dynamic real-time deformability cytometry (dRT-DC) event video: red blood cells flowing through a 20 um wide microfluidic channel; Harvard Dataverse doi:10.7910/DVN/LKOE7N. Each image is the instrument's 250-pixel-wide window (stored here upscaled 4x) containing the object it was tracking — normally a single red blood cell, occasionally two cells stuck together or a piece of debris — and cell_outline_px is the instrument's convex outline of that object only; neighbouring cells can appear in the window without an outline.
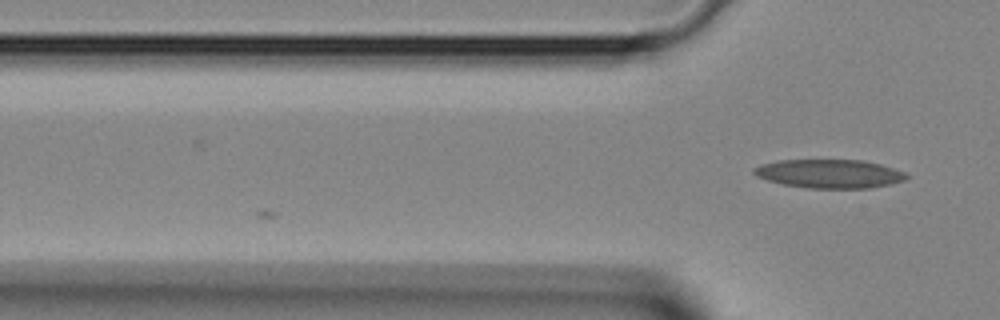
{"species": "Egyptian fruit bat (a non-hibernating species)", "species_latin": "Rousettus aegyptiacus", "temperature_condition": "room temperature", "stored_images_in_passage": 3, "camera_frame_rate_fps": 3000, "um_per_image_px": 0.085, "animal": {"sex": "female"}, "frame": {"image": 1, "passage_image": 3, "time_ms": 0.667, "image_size_px": [1000, 320], "cell_outline_px": [[908, 176], [904, 180], [872, 188], [808, 188], [780, 184], [756, 176], [752, 172], [752, 168], [760, 164], [780, 160], [864, 160], [880, 164], [904, 172]], "centroid_in_image_um": [70.45, 14.76], "position_along_channel_um": 55.4, "area_um2": 25.49}}